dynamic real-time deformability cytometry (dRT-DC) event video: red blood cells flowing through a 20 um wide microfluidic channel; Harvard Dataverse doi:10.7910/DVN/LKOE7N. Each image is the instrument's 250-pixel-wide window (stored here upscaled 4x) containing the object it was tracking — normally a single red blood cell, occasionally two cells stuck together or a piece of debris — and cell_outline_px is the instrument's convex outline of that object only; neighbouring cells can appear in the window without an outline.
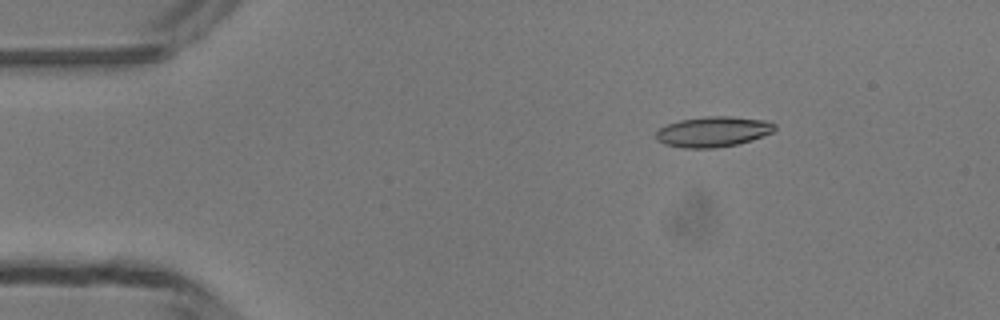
{"species": "common noctule bat (a hibernating species)", "species_latin": "Nyctalus noctula", "temperature_condition": "room temperature", "stored_images_in_passage": 42, "camera_frame_rate_fps": 3000, "um_per_image_px": 0.085, "animal": {"sex": "male", "body_mass_g": 13.3}, "frame": {"image": 1, "passage_image": 1, "time_ms": 0.0, "image_size_px": [1000, 320], "cell_outline_px": [[776, 128], [772, 132], [752, 140], [736, 144], [716, 148], [684, 148], [664, 144], [656, 140], [656, 132], [660, 128], [668, 124], [680, 120], [708, 116], [728, 116], [768, 120], [776, 124]], "centroid_in_image_um": [60.62, 11.19], "position_along_channel_um": 24.4, "area_um2": 21.04}}
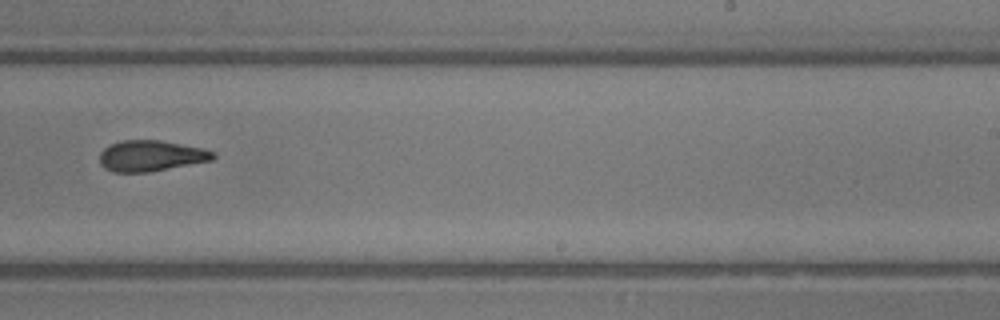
{"frame": {"image": 2, "passage_image": 24, "time_ms": 7.667, "image_size_px": [1000, 320], "cell_outline_px": [[216, 156], [212, 160], [148, 172], [112, 172], [104, 168], [100, 164], [100, 152], [104, 148], [120, 140], [160, 140], [204, 148], [212, 152]], "centroid_in_image_um": [12.8, 13.24], "position_along_channel_um": 276.2, "area_um2": 20.35}}
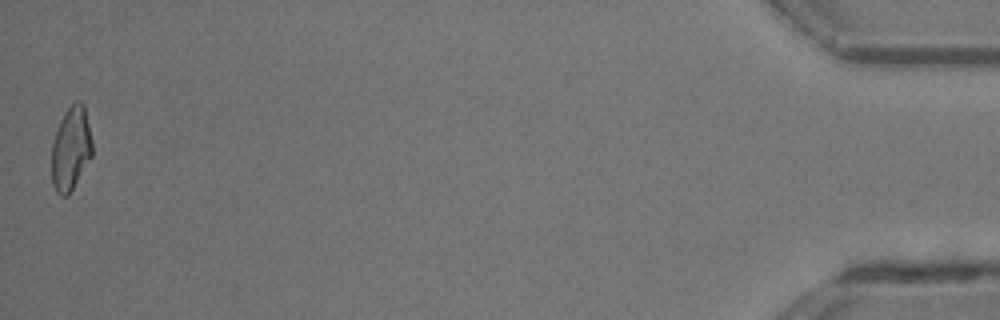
{"frame": {"image": 3, "passage_image": 42, "time_ms": 13.667, "image_size_px": [1000, 320], "cell_outline_px": [[92, 156], [68, 196], [60, 196], [56, 192], [52, 184], [52, 140], [60, 120], [64, 112], [76, 100], [80, 100], [84, 104], [92, 140]], "centroid_in_image_um": [6.02, 12.63], "position_along_channel_um": 429.2, "area_um2": 19.94}, "authors_computed_cell_mechanics": {"area_um2": 20.7502, "velocity_mm_per_s": 4.226, "shape_relaxation_time_tau1_ms": 7.3349, "shape_relaxation_time_tau2_ms": 3.628, "deformation_change_tau1": 0.1927, "deformation_change_tau2": 0.1316}}